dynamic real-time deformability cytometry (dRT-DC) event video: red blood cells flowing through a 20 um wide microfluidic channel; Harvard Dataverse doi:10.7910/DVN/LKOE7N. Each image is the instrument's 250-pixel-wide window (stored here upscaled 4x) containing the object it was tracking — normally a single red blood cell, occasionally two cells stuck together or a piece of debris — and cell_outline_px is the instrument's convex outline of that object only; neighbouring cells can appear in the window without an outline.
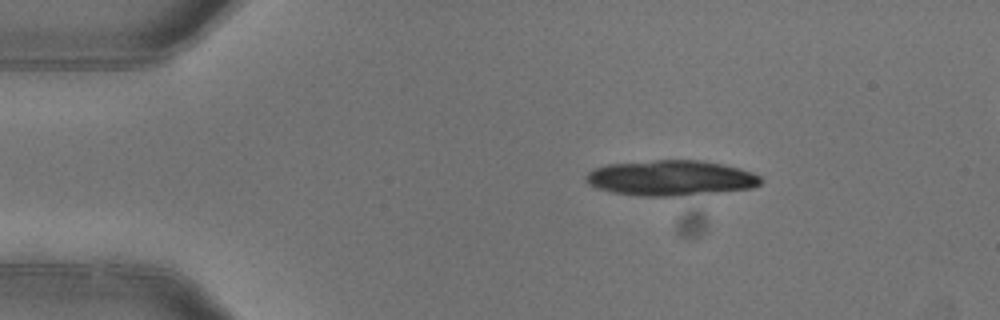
{"species": "common noctule bat (a hibernating species)", "species_latin": "Nyctalus noctula", "temperature_condition": "warm", "stored_images_in_passage": 6, "camera_frame_rate_fps": 3000, "um_per_image_px": 0.085, "animal": {"sex": "female"}, "frame": {"image": 1, "passage_image": 1, "time_ms": 0.0, "image_size_px": [1000, 320], "cell_outline_px": [[760, 184], [752, 188], [680, 196], [640, 196], [612, 192], [588, 184], [584, 180], [588, 172], [596, 168], [608, 164], [656, 160], [704, 160], [724, 164], [740, 168], [752, 172], [760, 176]], "centroid_in_image_um": [57.03, 15.12], "position_along_channel_um": 28.0, "area_um2": 36.01}}